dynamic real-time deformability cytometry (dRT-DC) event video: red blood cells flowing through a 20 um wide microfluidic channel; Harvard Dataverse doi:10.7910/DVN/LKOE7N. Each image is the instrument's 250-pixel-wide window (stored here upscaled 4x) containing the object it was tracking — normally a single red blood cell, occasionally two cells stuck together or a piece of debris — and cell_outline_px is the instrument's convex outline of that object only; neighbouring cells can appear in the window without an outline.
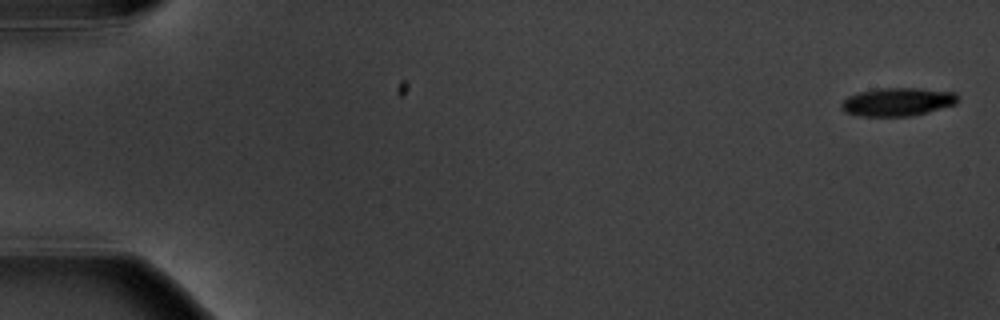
{"species": "common noctule bat (a hibernating species)", "species_latin": "Nyctalus noctula", "temperature_condition": "warm", "stored_images_in_passage": 3, "camera_frame_rate_fps": 3000, "um_per_image_px": 0.085, "animal": {"sex": "male", "body_mass_g": 20.1, "forearm_length_mm": 53.5}, "frame": {"image": 1, "passage_image": 1, "time_ms": 0.0, "image_size_px": [1000, 320], "cell_outline_px": [[956, 104], [928, 112], [912, 116], [860, 116], [844, 112], [840, 108], [840, 104], [848, 96], [860, 92], [876, 88], [920, 88], [956, 92]], "centroid_in_image_um": [76.26, 8.66], "position_along_channel_um": 8.7, "area_um2": 19.25}}